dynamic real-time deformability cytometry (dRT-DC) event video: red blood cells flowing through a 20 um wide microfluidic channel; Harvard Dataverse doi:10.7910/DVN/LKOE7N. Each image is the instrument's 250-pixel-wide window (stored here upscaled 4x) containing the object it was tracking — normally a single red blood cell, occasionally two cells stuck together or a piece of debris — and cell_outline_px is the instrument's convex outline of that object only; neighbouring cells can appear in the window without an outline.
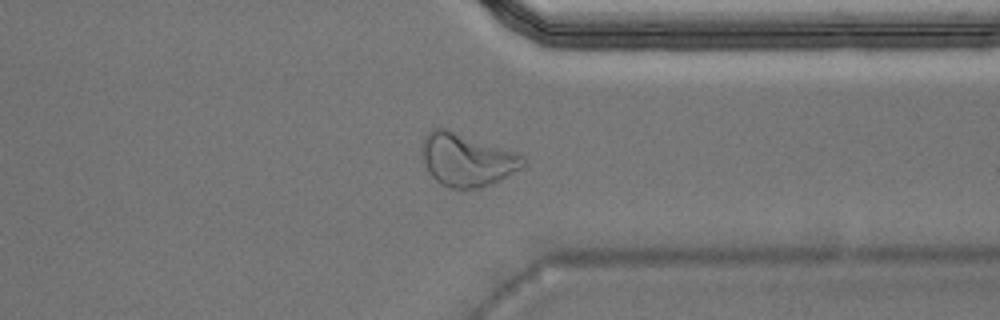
{"species": "Egyptian fruit bat (a non-hibernating species)", "species_latin": "Rousettus aegyptiacus", "temperature_condition": "warm", "stored_images_in_passage": 40, "camera_frame_rate_fps": 3000, "um_per_image_px": 0.085, "animal": {"sex": "male"}, "frame": {"image": 1, "passage_image": 29, "time_ms": 9.333, "image_size_px": [1000, 320], "cell_outline_px": [[524, 164], [520, 168], [480, 188], [452, 188], [436, 180], [432, 176], [424, 164], [420, 156], [420, 140], [432, 128], [448, 128], [516, 152], [524, 156]], "centroid_in_image_um": [39.59, 13.53], "position_along_channel_um": 371.8, "area_um2": 31.04}, "authors_computed_cell_mechanics": {"area_um2": 24.1026, "velocity_mm_per_s": 4.0025, "shape_relaxation_time_tau1_ms": 4.8987, "shape_relaxation_time_tau2_ms": 1.5671, "deformation_change_tau1": 0.2337, "deformation_change_tau2": 0.1086}}